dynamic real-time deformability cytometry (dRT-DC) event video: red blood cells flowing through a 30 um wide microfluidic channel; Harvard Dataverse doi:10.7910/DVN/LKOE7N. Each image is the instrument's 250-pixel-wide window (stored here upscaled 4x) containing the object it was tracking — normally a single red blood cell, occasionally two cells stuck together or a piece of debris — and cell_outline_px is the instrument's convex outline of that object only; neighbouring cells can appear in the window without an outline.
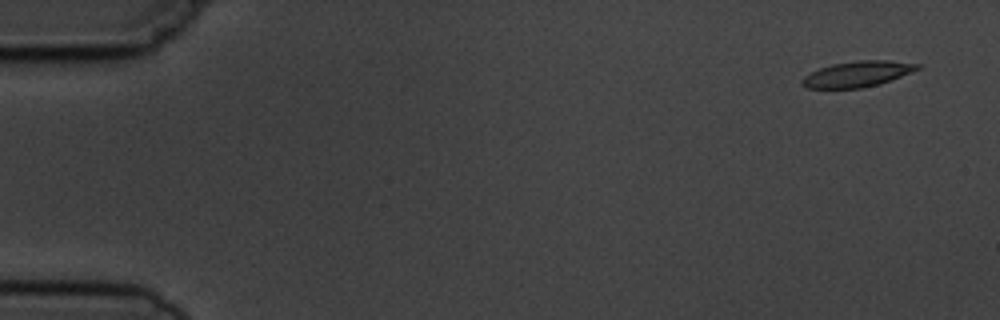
{"species": "common noctule bat (a hibernating species)", "species_latin": "Nyctalus noctula", "temperature_condition": "cold", "stored_images_in_passage": 4, "camera_frame_rate_fps": 3000, "um_per_image_px": 0.085, "animal": {"sex": "male", "body_mass_g": 19.5, "forearm_length_mm": 54.6}, "frame": {"image": 1, "passage_image": 1, "time_ms": 0.0, "image_size_px": [1000, 320], "cell_outline_px": [[920, 68], [880, 84], [860, 88], [804, 88], [800, 84], [800, 80], [804, 76], [820, 68], [832, 64], [860, 60], [888, 60], [920, 64]], "centroid_in_image_um": [72.83, 6.29], "position_along_channel_um": 12.2, "area_um2": 17.17}}
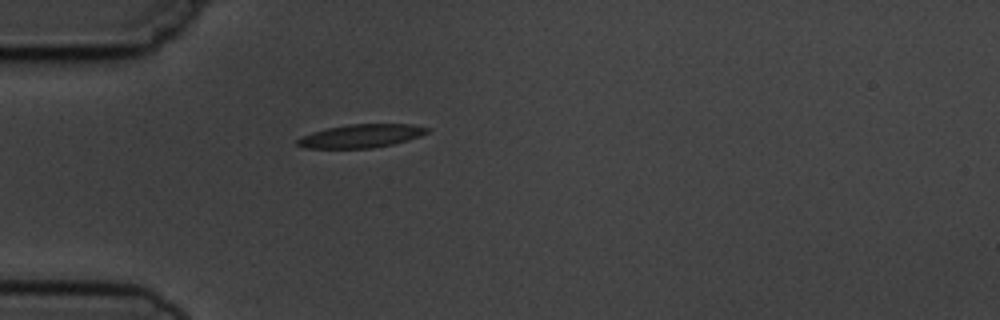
{"frame": {"image": 2, "passage_image": 4, "time_ms": 4.333, "image_size_px": [1000, 320], "cell_outline_px": [[432, 128], [428, 132], [420, 136], [408, 140], [392, 144], [372, 148], [304, 148], [296, 144], [296, 140], [312, 132], [328, 128], [348, 124], [412, 124]], "centroid_in_image_um": [30.72, 11.55], "position_along_channel_um": 54.3, "area_um2": 17.63}}